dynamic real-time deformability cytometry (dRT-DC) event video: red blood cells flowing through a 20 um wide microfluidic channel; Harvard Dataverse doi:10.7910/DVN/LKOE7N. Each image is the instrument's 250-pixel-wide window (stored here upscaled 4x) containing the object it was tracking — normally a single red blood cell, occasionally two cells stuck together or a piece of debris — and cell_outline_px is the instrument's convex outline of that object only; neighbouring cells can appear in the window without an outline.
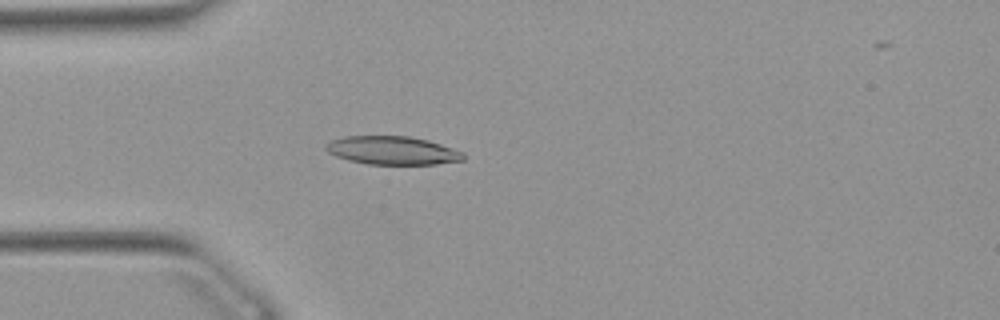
{"species": "Egyptian fruit bat (a non-hibernating species)", "species_latin": "Rousettus aegyptiacus", "temperature_condition": "warm", "stored_images_in_passage": 53, "camera_frame_rate_fps": 3000, "um_per_image_px": 0.085, "animal": {"sex": "female"}, "frame": {"image": 1, "passage_image": 14, "time_ms": 4.333, "image_size_px": [1000, 320], "cell_outline_px": [[464, 160], [436, 164], [368, 164], [348, 160], [336, 156], [328, 152], [324, 148], [324, 144], [332, 140], [344, 136], [408, 136], [428, 140], [464, 152]], "centroid_in_image_um": [33.33, 12.78], "position_along_channel_um": 51.7, "area_um2": 22.72}}
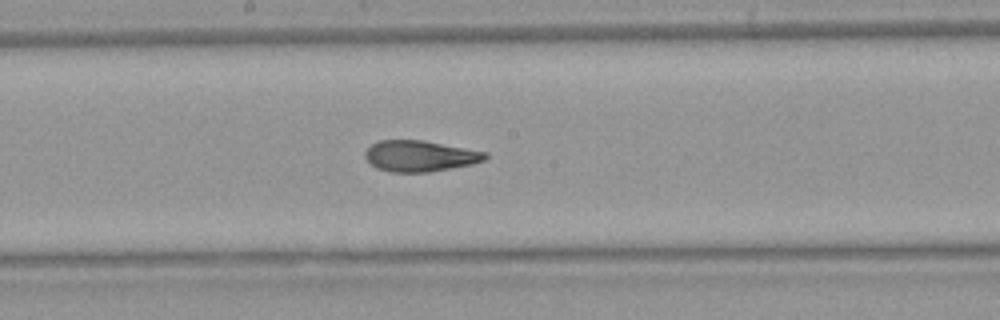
{"frame": {"image": 2, "passage_image": 27, "time_ms": 8.667, "image_size_px": [1000, 320], "cell_outline_px": [[488, 156], [484, 160], [472, 164], [428, 172], [392, 172], [376, 168], [364, 156], [364, 152], [372, 144], [380, 140], [420, 140], [488, 152]], "centroid_in_image_um": [35.69, 13.26], "position_along_channel_um": 212.5, "area_um2": 21.5}}
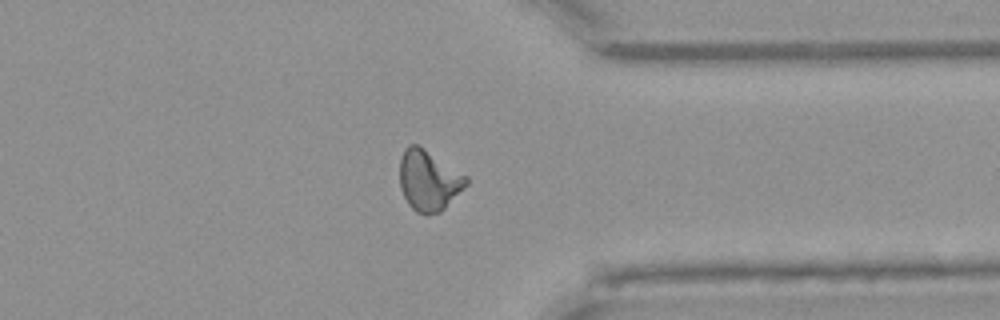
{"frame": {"image": 3, "passage_image": 40, "time_ms": 13.0, "image_size_px": [1000, 320], "cell_outline_px": [[468, 184], [440, 212], [428, 216], [424, 216], [416, 212], [408, 204], [400, 188], [400, 156], [404, 148], [408, 144], [416, 144], [468, 176]], "centroid_in_image_um": [36.42, 15.36], "position_along_channel_um": 375.0, "area_um2": 23.52}, "authors_computed_cell_mechanics": {"area_um2": 22.1374, "velocity_mm_per_s": 3.8887, "shape_relaxation_time_tau1_ms": 8.6828, "shape_relaxation_time_tau2_ms": 2.0957, "deformation_change_tau1": 0.2289, "deformation_change_tau2": 0.09}}